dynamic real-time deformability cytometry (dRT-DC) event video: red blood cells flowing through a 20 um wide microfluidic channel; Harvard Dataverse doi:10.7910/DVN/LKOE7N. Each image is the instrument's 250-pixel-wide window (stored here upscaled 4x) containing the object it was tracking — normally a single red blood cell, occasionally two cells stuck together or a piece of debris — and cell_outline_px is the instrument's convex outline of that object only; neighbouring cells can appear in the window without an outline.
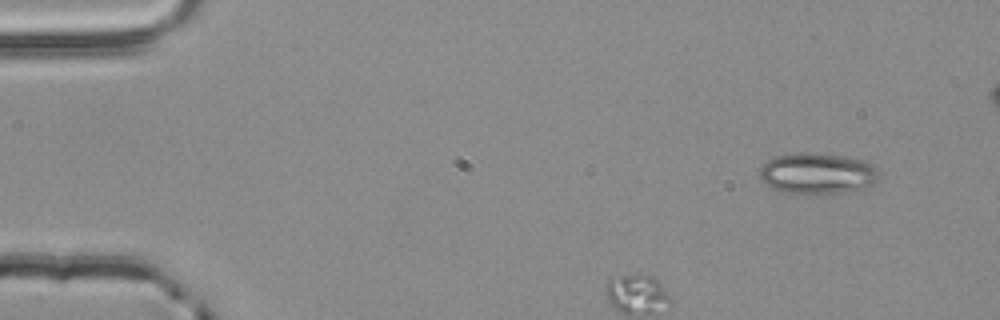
{"species": "common noctule bat (a hibernating species)", "species_latin": "Nyctalus noctula", "temperature_condition": "room temperature", "stored_images_in_passage": 48, "camera_frame_rate_fps": 3000, "um_per_image_px": 0.085, "animal": {"sex": "male", "body_mass_g": 20.4}, "frame": {"image": 1, "passage_image": 1, "time_ms": 0.0, "image_size_px": [1000, 320], "cell_outline_px": [[880, 180], [876, 184], [864, 188], [840, 192], [784, 192], [760, 180], [760, 168], [768, 160], [776, 156], [844, 156], [864, 160], [872, 164], [876, 168], [880, 176]], "centroid_in_image_um": [69.58, 14.77], "position_along_channel_um": 15.4, "area_um2": 27.05}}